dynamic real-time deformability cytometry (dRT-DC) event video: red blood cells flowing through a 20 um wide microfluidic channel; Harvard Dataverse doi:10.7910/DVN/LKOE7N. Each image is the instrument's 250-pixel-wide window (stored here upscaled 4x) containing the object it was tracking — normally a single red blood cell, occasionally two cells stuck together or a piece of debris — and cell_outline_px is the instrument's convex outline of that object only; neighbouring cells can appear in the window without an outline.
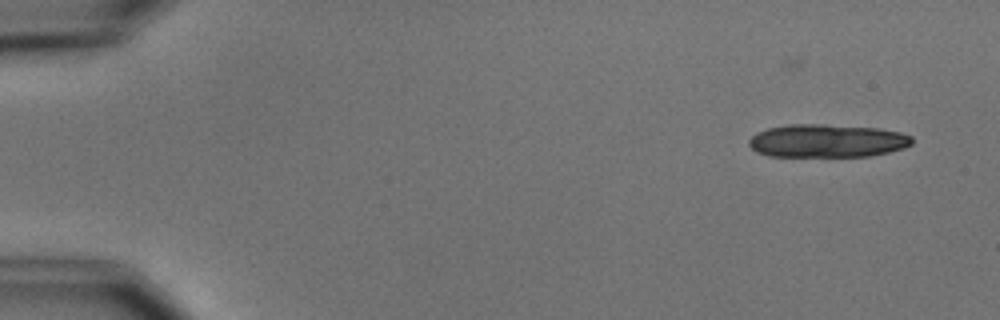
{"species": "common noctule bat (a hibernating species)", "species_latin": "Nyctalus noctula", "temperature_condition": "cold", "stored_images_in_passage": 7, "segment_of_instrument_passage": [1, 2], "camera_frame_rate_fps": 3000, "um_per_image_px": 0.085, "animal": {"sex": "male", "body_mass_g": 15.6}, "frame": {"image": 1, "passage_image": 3, "time_ms": 2.333, "image_size_px": [1000, 320], "cell_outline_px": [[912, 144], [904, 148], [888, 152], [868, 156], [768, 156], [756, 152], [748, 144], [748, 140], [756, 132], [768, 128], [788, 124], [824, 124], [880, 128], [900, 132], [912, 136]], "centroid_in_image_um": [70.29, 11.96], "position_along_channel_um": 14.7, "area_um2": 31.67}}